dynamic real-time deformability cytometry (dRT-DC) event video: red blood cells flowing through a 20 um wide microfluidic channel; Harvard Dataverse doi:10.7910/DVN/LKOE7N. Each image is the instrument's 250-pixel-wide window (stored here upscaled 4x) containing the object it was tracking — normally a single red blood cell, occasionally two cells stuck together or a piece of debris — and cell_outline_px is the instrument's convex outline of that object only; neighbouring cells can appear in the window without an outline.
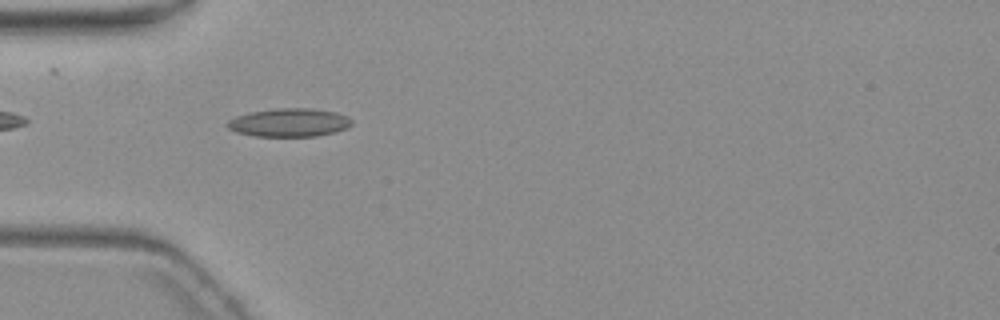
{"species": "common noctule bat (a hibernating species)", "species_latin": "Nyctalus noctula", "temperature_condition": "warm", "stored_images_in_passage": 9, "camera_frame_rate_fps": 3000, "um_per_image_px": 0.085, "animal": {"sex": "female", "body_mass_g": 19.3, "forearm_length_mm": 54.1}, "frame": {"image": 1, "passage_image": 6, "time_ms": 5.667, "image_size_px": [1000, 320], "cell_outline_px": [[352, 124], [348, 128], [336, 132], [316, 136], [256, 136], [236, 132], [228, 128], [224, 124], [228, 120], [236, 116], [252, 112], [276, 108], [312, 108], [336, 112], [348, 116], [352, 120]], "centroid_in_image_um": [24.61, 10.41], "position_along_channel_um": 60.4, "area_um2": 20.69}}
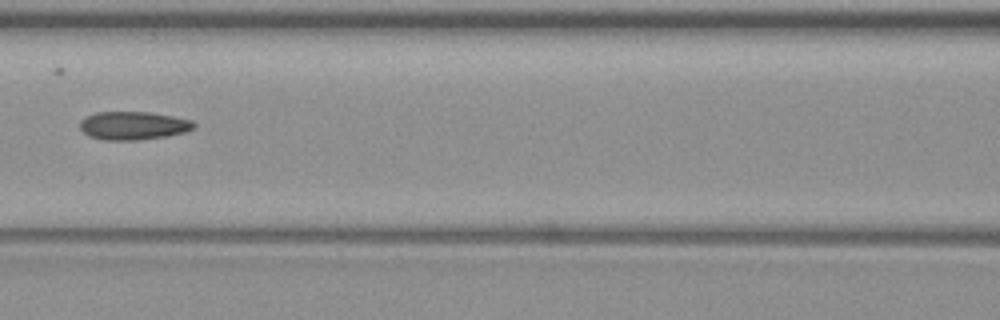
{"frame": {"image": 2, "passage_image": 8, "time_ms": 8.333, "image_size_px": [1000, 320], "cell_outline_px": [[196, 128], [184, 132], [168, 136], [136, 140], [104, 140], [88, 136], [80, 128], [80, 120], [84, 116], [96, 112], [148, 112], [172, 116], [192, 120], [196, 124]], "centroid_in_image_um": [11.32, 10.67], "position_along_channel_um": 155.3, "area_um2": 18.9}}
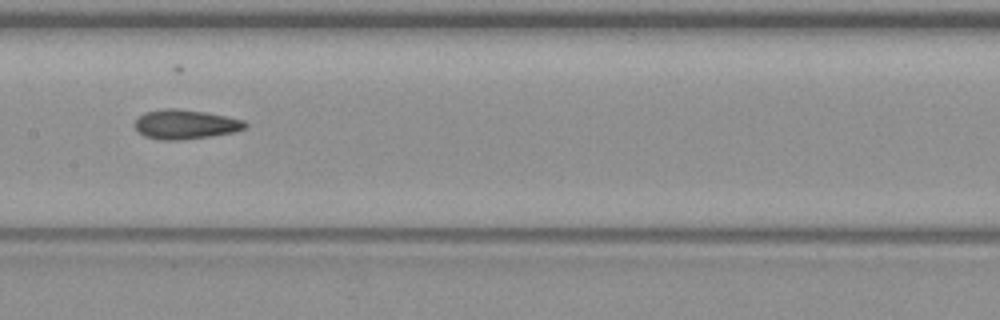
{"frame": {"image": 3, "passage_image": 9, "time_ms": 9.333, "image_size_px": [1000, 320], "cell_outline_px": [[248, 124], [244, 128], [236, 132], [212, 136], [180, 140], [160, 140], [144, 136], [132, 124], [144, 112], [164, 108], [176, 108], [204, 112], [244, 120]], "centroid_in_image_um": [15.74, 10.57], "position_along_channel_um": 191.7, "area_um2": 18.96}}